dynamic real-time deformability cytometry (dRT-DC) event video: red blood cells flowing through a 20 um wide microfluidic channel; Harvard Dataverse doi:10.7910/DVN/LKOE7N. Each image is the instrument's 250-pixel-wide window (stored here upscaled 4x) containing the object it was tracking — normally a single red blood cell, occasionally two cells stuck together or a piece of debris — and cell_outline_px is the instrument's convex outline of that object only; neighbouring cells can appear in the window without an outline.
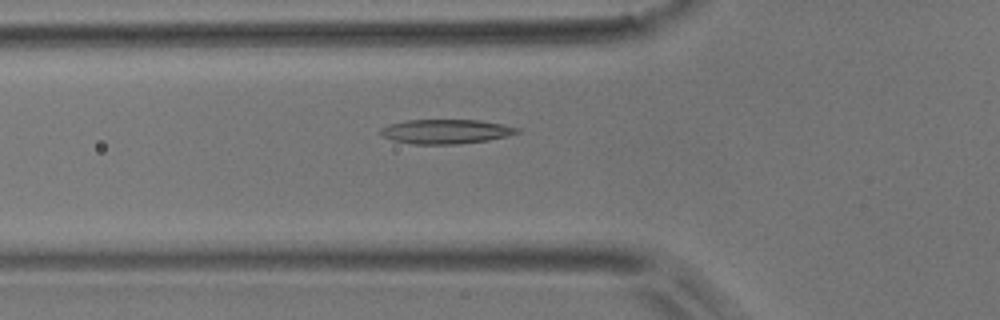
{"species": "common noctule bat (a hibernating species)", "species_latin": "Nyctalus noctula", "temperature_condition": "room temperature", "stored_images_in_passage": 6, "camera_frame_rate_fps": 3000, "um_per_image_px": 0.085, "animal": {"sex": "male", "body_mass_g": 17.9}, "frame": {"image": 1, "passage_image": 6, "time_ms": 7.0, "image_size_px": [1000, 320], "cell_outline_px": [[520, 132], [508, 136], [488, 140], [460, 144], [412, 144], [392, 140], [380, 136], [376, 132], [380, 128], [388, 124], [408, 120], [480, 120], [520, 128]], "centroid_in_image_um": [37.83, 11.18], "position_along_channel_um": 88.0, "area_um2": 19.65}}